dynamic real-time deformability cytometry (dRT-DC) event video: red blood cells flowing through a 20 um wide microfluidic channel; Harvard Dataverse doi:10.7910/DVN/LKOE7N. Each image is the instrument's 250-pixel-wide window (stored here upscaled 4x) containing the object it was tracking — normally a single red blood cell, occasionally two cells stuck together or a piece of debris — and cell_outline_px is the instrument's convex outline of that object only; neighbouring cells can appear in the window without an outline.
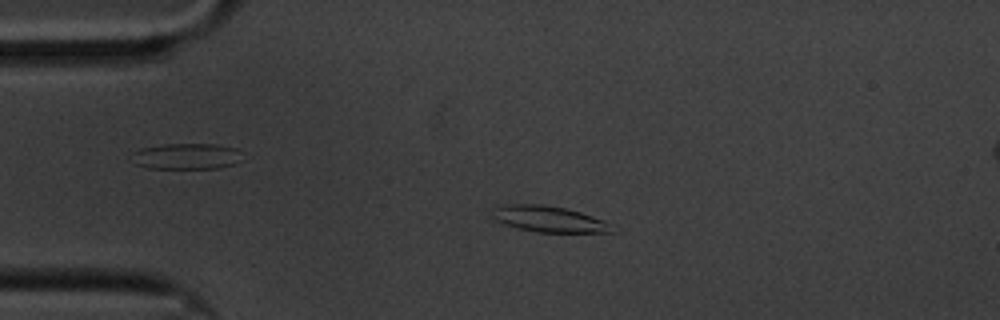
{"species": "common noctule bat (a hibernating species)", "species_latin": "Nyctalus noctula", "temperature_condition": "cold", "stored_images_in_passage": 59, "camera_frame_rate_fps": 3000, "um_per_image_px": 0.085, "animal": {"sex": "male", "body_mass_g": 20.1, "forearm_length_mm": 53.5}, "frame": {"image": 1, "passage_image": 13, "time_ms": 4.0, "image_size_px": [1000, 320], "cell_outline_px": [[616, 232], [540, 232], [516, 228], [496, 220], [492, 216], [492, 208], [504, 204], [540, 204], [564, 208], [580, 212], [604, 220]], "centroid_in_image_um": [46.61, 18.61], "position_along_channel_um": 38.4, "area_um2": 17.98}}
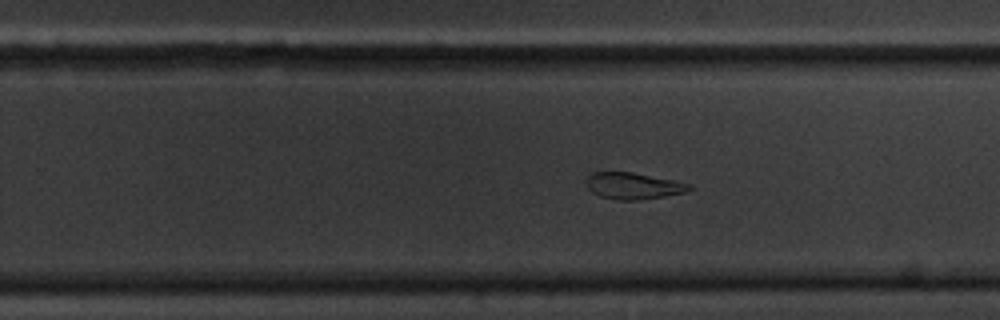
{"frame": {"image": 2, "passage_image": 37, "time_ms": 12.0, "image_size_px": [1000, 320], "cell_outline_px": [[692, 188], [684, 192], [664, 196], [636, 200], [620, 200], [600, 196], [592, 192], [588, 188], [584, 180], [592, 172], [632, 172], [692, 184]], "centroid_in_image_um": [53.78, 15.79], "position_along_channel_um": 276.0, "area_um2": 15.78}}
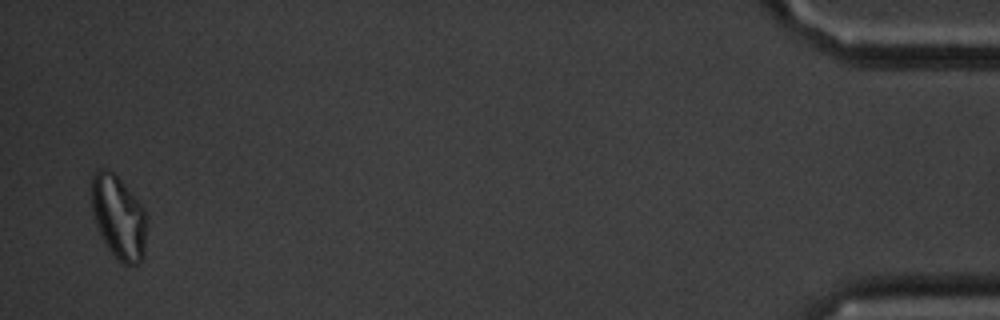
{"frame": {"image": 3, "passage_image": 58, "time_ms": 19.0, "image_size_px": [1000, 320], "cell_outline_px": [[148, 220], [144, 260], [140, 264], [120, 264], [108, 248], [100, 236], [92, 212], [88, 196], [88, 184], [92, 172], [100, 168], [108, 168], [120, 180], [144, 208], [148, 216]], "centroid_in_image_um": [10.05, 18.45], "position_along_channel_um": 425.2, "area_um2": 28.15}, "authors_computed_cell_mechanics": {"area_um2": 17.9758, "velocity_mm_per_s": 3.3438, "shape_relaxation_time_tau1_ms": 8.9419, "shape_relaxation_time_tau2_ms": null, "deformation_change_tau1": 0.2348, "deformation_change_tau2": null}}